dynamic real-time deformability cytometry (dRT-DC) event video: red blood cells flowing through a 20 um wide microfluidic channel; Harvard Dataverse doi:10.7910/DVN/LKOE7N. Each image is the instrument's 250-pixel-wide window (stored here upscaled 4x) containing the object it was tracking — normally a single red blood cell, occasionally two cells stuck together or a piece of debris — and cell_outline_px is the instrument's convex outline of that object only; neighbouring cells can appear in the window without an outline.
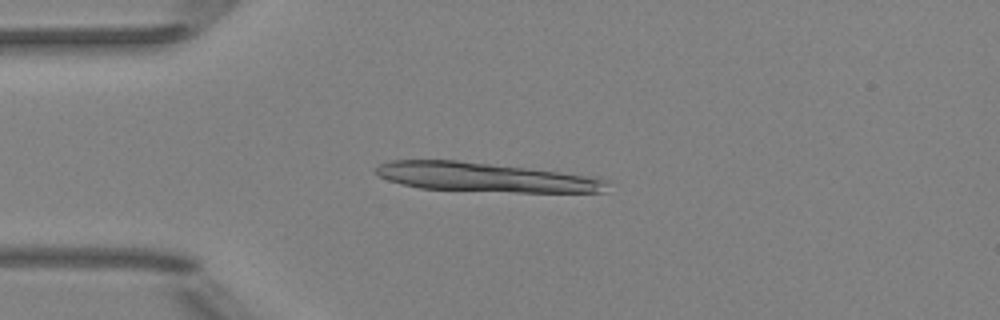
{"species": "Egyptian fruit bat (a non-hibernating species)", "species_latin": "Rousettus aegyptiacus", "temperature_condition": "room temperature", "stored_images_in_passage": 7, "segment_of_instrument_passage": [1, 2], "camera_frame_rate_fps": 3000, "um_per_image_px": 0.085, "animal": {"sex": "female"}, "frame": {"image": 1, "passage_image": 3, "time_ms": 3.0, "image_size_px": [1000, 320], "cell_outline_px": [[604, 192], [516, 192], [420, 188], [400, 184], [388, 180], [372, 172], [380, 164], [392, 160], [456, 160], [596, 176], [604, 180]], "centroid_in_image_um": [41.17, 15.06], "position_along_channel_um": 43.8, "area_um2": 38.9}}